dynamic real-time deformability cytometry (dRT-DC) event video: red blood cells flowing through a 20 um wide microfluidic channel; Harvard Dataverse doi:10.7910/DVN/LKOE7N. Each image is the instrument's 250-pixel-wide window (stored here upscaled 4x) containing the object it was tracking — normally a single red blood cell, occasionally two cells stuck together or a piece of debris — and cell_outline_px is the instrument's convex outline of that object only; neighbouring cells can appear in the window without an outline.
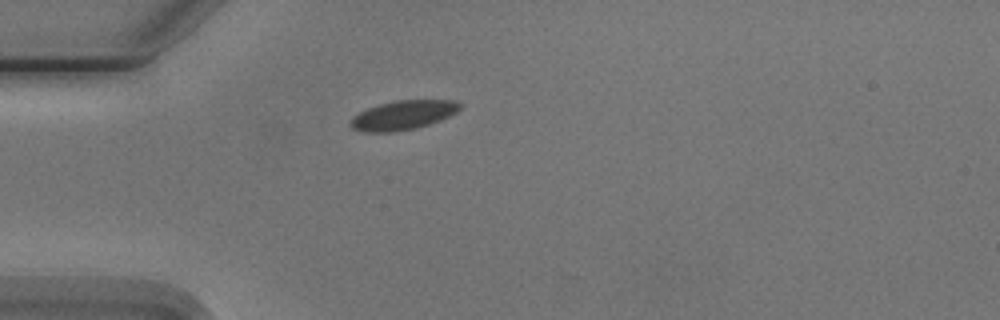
{"species": "Egyptian fruit bat (a non-hibernating species)", "species_latin": "Rousettus aegyptiacus", "temperature_condition": "cold", "stored_images_in_passage": 1, "camera_frame_rate_fps": 3000, "um_per_image_px": 0.085, "animal": {"sex": "male"}, "frame": {"image": 1, "passage_image": 1, "time_ms": 0.0, "image_size_px": [1000, 320], "cell_outline_px": [[460, 108], [456, 112], [440, 120], [416, 128], [392, 132], [364, 132], [352, 128], [348, 124], [352, 116], [368, 108], [380, 104], [396, 100], [456, 100], [460, 104]], "centroid_in_image_um": [34.22, 9.79], "position_along_channel_um": 50.8, "area_um2": 18.55}}